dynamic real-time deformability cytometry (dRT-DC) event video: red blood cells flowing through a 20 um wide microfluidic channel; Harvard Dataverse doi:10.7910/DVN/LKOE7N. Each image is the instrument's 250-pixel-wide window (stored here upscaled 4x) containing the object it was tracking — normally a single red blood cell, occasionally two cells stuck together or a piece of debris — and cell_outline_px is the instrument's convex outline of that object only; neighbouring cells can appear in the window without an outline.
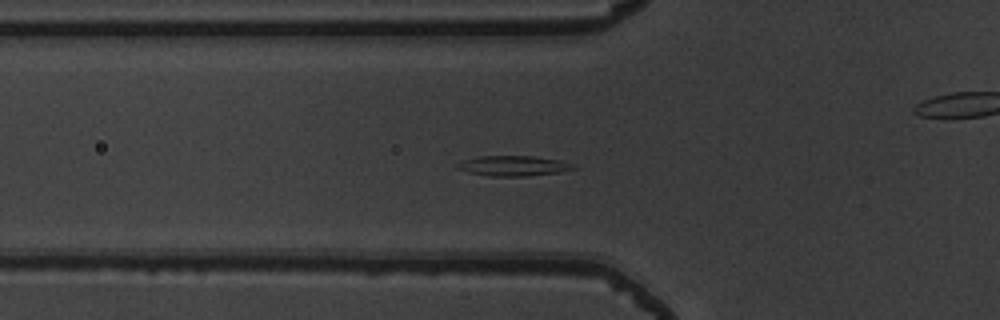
{"species": "common noctule bat (a hibernating species)", "species_latin": "Nyctalus noctula", "temperature_condition": "warm", "stored_images_in_passage": 38, "camera_frame_rate_fps": 3000, "um_per_image_px": 0.085, "animal": {"sex": "male", "body_mass_g": 19.5, "forearm_length_mm": 54.6}, "frame": {"image": 1, "passage_image": 3, "time_ms": 0.667, "image_size_px": [1000, 320], "cell_outline_px": [[576, 168], [556, 172], [528, 176], [488, 176], [468, 172], [456, 168], [456, 164], [460, 160], [480, 156], [532, 156], [560, 160], [572, 164]], "centroid_in_image_um": [43.55, 14.09], "position_along_channel_um": 82.2, "area_um2": 13.58}}
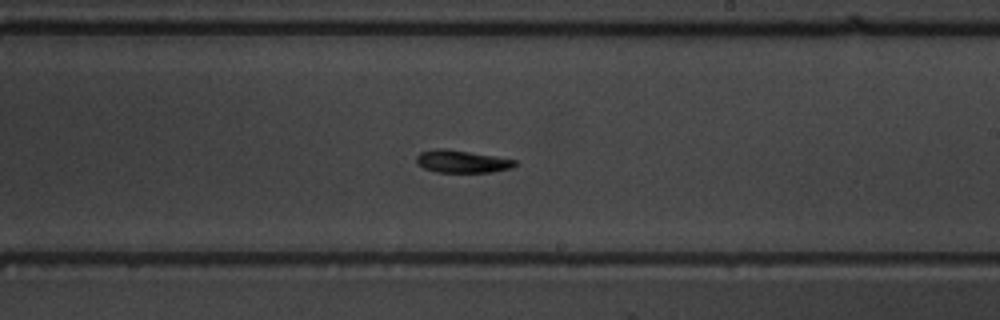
{"frame": {"image": 2, "passage_image": 16, "time_ms": 5.0, "image_size_px": [1000, 320], "cell_outline_px": [[516, 164], [512, 168], [492, 172], [436, 172], [424, 168], [416, 164], [416, 156], [420, 152], [436, 148], [448, 148], [516, 160]], "centroid_in_image_um": [39.22, 13.72], "position_along_channel_um": 249.8, "area_um2": 13.01}}
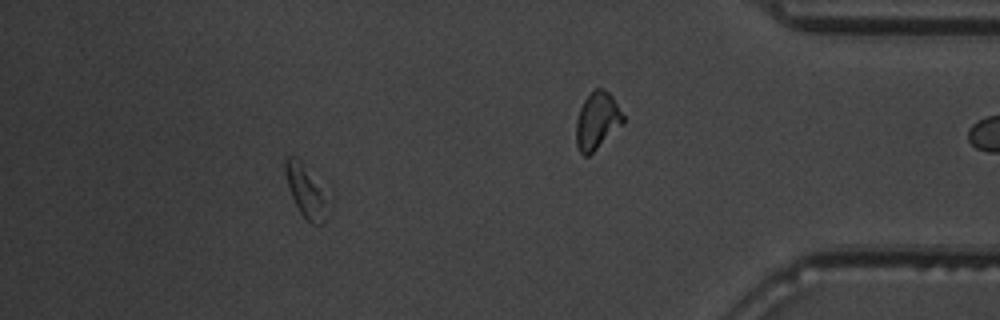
{"frame": {"image": 3, "passage_image": 32, "time_ms": 10.333, "image_size_px": [1000, 320], "cell_outline_px": [[328, 200], [324, 224], [312, 224], [300, 212], [288, 188], [284, 172], [284, 160], [288, 156], [296, 156], [300, 160], [328, 196]], "centroid_in_image_um": [25.98, 16.23], "position_along_channel_um": 409.2, "area_um2": 12.83}, "authors_computed_cell_mechanics": {"area_um2": 13.0339, "velocity_mm_per_s": 3.8689, "shape_relaxation_time_tau1_ms": 9.2906, "shape_relaxation_time_tau2_ms": null, "deformation_change_tau1": 0.1986, "deformation_change_tau2": null}}